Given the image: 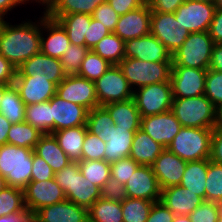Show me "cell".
Returning <instances> with one entry per match:
<instances>
[{"mask_svg":"<svg viewBox=\"0 0 222 222\" xmlns=\"http://www.w3.org/2000/svg\"><path fill=\"white\" fill-rule=\"evenodd\" d=\"M13 84L25 105L49 101L57 90V85L44 75L34 74L30 77H16Z\"/></svg>","mask_w":222,"mask_h":222,"instance_id":"d6986e66","label":"cell"},{"mask_svg":"<svg viewBox=\"0 0 222 222\" xmlns=\"http://www.w3.org/2000/svg\"><path fill=\"white\" fill-rule=\"evenodd\" d=\"M32 222H89L88 209L65 200L45 206L31 216Z\"/></svg>","mask_w":222,"mask_h":222,"instance_id":"603a6c76","label":"cell"},{"mask_svg":"<svg viewBox=\"0 0 222 222\" xmlns=\"http://www.w3.org/2000/svg\"><path fill=\"white\" fill-rule=\"evenodd\" d=\"M25 122L31 124L43 134H52L54 132V120L51 119V99L26 105Z\"/></svg>","mask_w":222,"mask_h":222,"instance_id":"836d02e7","label":"cell"},{"mask_svg":"<svg viewBox=\"0 0 222 222\" xmlns=\"http://www.w3.org/2000/svg\"><path fill=\"white\" fill-rule=\"evenodd\" d=\"M106 143L97 135L86 132V137L82 145L81 160H104Z\"/></svg>","mask_w":222,"mask_h":222,"instance_id":"f6af8a7d","label":"cell"},{"mask_svg":"<svg viewBox=\"0 0 222 222\" xmlns=\"http://www.w3.org/2000/svg\"><path fill=\"white\" fill-rule=\"evenodd\" d=\"M210 161L222 165V130L213 129L211 138Z\"/></svg>","mask_w":222,"mask_h":222,"instance_id":"680465c9","label":"cell"},{"mask_svg":"<svg viewBox=\"0 0 222 222\" xmlns=\"http://www.w3.org/2000/svg\"><path fill=\"white\" fill-rule=\"evenodd\" d=\"M99 106L133 98V90L118 65H112L95 82Z\"/></svg>","mask_w":222,"mask_h":222,"instance_id":"30bf717a","label":"cell"},{"mask_svg":"<svg viewBox=\"0 0 222 222\" xmlns=\"http://www.w3.org/2000/svg\"><path fill=\"white\" fill-rule=\"evenodd\" d=\"M118 66L133 91L150 84L170 82L172 62H146L124 58Z\"/></svg>","mask_w":222,"mask_h":222,"instance_id":"8992f818","label":"cell"},{"mask_svg":"<svg viewBox=\"0 0 222 222\" xmlns=\"http://www.w3.org/2000/svg\"><path fill=\"white\" fill-rule=\"evenodd\" d=\"M208 70L172 66L170 83L173 98H191L204 95Z\"/></svg>","mask_w":222,"mask_h":222,"instance_id":"4fadbf2b","label":"cell"},{"mask_svg":"<svg viewBox=\"0 0 222 222\" xmlns=\"http://www.w3.org/2000/svg\"><path fill=\"white\" fill-rule=\"evenodd\" d=\"M89 222H123L122 202L97 199L88 209Z\"/></svg>","mask_w":222,"mask_h":222,"instance_id":"d590c367","label":"cell"},{"mask_svg":"<svg viewBox=\"0 0 222 222\" xmlns=\"http://www.w3.org/2000/svg\"><path fill=\"white\" fill-rule=\"evenodd\" d=\"M136 131H129V128L110 126L106 143L104 160L109 163L118 161L130 156L131 145Z\"/></svg>","mask_w":222,"mask_h":222,"instance_id":"d4e9b609","label":"cell"},{"mask_svg":"<svg viewBox=\"0 0 222 222\" xmlns=\"http://www.w3.org/2000/svg\"><path fill=\"white\" fill-rule=\"evenodd\" d=\"M107 2L120 16L138 9L146 3L144 0H107Z\"/></svg>","mask_w":222,"mask_h":222,"instance_id":"6f0895ef","label":"cell"},{"mask_svg":"<svg viewBox=\"0 0 222 222\" xmlns=\"http://www.w3.org/2000/svg\"><path fill=\"white\" fill-rule=\"evenodd\" d=\"M125 58L146 62H172V55L152 34L125 42Z\"/></svg>","mask_w":222,"mask_h":222,"instance_id":"e0dca14e","label":"cell"},{"mask_svg":"<svg viewBox=\"0 0 222 222\" xmlns=\"http://www.w3.org/2000/svg\"><path fill=\"white\" fill-rule=\"evenodd\" d=\"M11 84H5L3 82H0V103H1V100H2V97L4 95V92H5V89Z\"/></svg>","mask_w":222,"mask_h":222,"instance_id":"2644e50d","label":"cell"},{"mask_svg":"<svg viewBox=\"0 0 222 222\" xmlns=\"http://www.w3.org/2000/svg\"><path fill=\"white\" fill-rule=\"evenodd\" d=\"M17 69L0 54V82L13 84Z\"/></svg>","mask_w":222,"mask_h":222,"instance_id":"94428289","label":"cell"},{"mask_svg":"<svg viewBox=\"0 0 222 222\" xmlns=\"http://www.w3.org/2000/svg\"><path fill=\"white\" fill-rule=\"evenodd\" d=\"M213 129L181 127L167 149L185 161L210 158Z\"/></svg>","mask_w":222,"mask_h":222,"instance_id":"5b68a950","label":"cell"},{"mask_svg":"<svg viewBox=\"0 0 222 222\" xmlns=\"http://www.w3.org/2000/svg\"><path fill=\"white\" fill-rule=\"evenodd\" d=\"M216 222H222V219L218 218Z\"/></svg>","mask_w":222,"mask_h":222,"instance_id":"09005b40","label":"cell"},{"mask_svg":"<svg viewBox=\"0 0 222 222\" xmlns=\"http://www.w3.org/2000/svg\"><path fill=\"white\" fill-rule=\"evenodd\" d=\"M151 8L145 3L138 9L127 12L119 17L114 34L124 42L150 34Z\"/></svg>","mask_w":222,"mask_h":222,"instance_id":"2e32d148","label":"cell"},{"mask_svg":"<svg viewBox=\"0 0 222 222\" xmlns=\"http://www.w3.org/2000/svg\"><path fill=\"white\" fill-rule=\"evenodd\" d=\"M107 0H46L43 11L46 15H69L84 13L92 15L94 10Z\"/></svg>","mask_w":222,"mask_h":222,"instance_id":"4dcf8cb0","label":"cell"},{"mask_svg":"<svg viewBox=\"0 0 222 222\" xmlns=\"http://www.w3.org/2000/svg\"><path fill=\"white\" fill-rule=\"evenodd\" d=\"M103 107L109 112L116 127L129 128V131H137L140 128L141 117L133 98L109 103Z\"/></svg>","mask_w":222,"mask_h":222,"instance_id":"4316f807","label":"cell"},{"mask_svg":"<svg viewBox=\"0 0 222 222\" xmlns=\"http://www.w3.org/2000/svg\"><path fill=\"white\" fill-rule=\"evenodd\" d=\"M110 33L101 22L92 18L87 30V37H85V46L92 50L100 40Z\"/></svg>","mask_w":222,"mask_h":222,"instance_id":"db71d44e","label":"cell"},{"mask_svg":"<svg viewBox=\"0 0 222 222\" xmlns=\"http://www.w3.org/2000/svg\"><path fill=\"white\" fill-rule=\"evenodd\" d=\"M171 111L182 127L214 129L216 107L205 95L173 98Z\"/></svg>","mask_w":222,"mask_h":222,"instance_id":"277c9868","label":"cell"},{"mask_svg":"<svg viewBox=\"0 0 222 222\" xmlns=\"http://www.w3.org/2000/svg\"><path fill=\"white\" fill-rule=\"evenodd\" d=\"M0 222H32L31 216H1Z\"/></svg>","mask_w":222,"mask_h":222,"instance_id":"003e7915","label":"cell"},{"mask_svg":"<svg viewBox=\"0 0 222 222\" xmlns=\"http://www.w3.org/2000/svg\"><path fill=\"white\" fill-rule=\"evenodd\" d=\"M7 186L6 180L4 177L1 176L0 174V191L3 190Z\"/></svg>","mask_w":222,"mask_h":222,"instance_id":"34e18365","label":"cell"},{"mask_svg":"<svg viewBox=\"0 0 222 222\" xmlns=\"http://www.w3.org/2000/svg\"><path fill=\"white\" fill-rule=\"evenodd\" d=\"M186 0H150L151 11L175 13L176 9Z\"/></svg>","mask_w":222,"mask_h":222,"instance_id":"91938a15","label":"cell"},{"mask_svg":"<svg viewBox=\"0 0 222 222\" xmlns=\"http://www.w3.org/2000/svg\"><path fill=\"white\" fill-rule=\"evenodd\" d=\"M164 149L139 128L134 134L129 157L140 165L151 166Z\"/></svg>","mask_w":222,"mask_h":222,"instance_id":"484cf974","label":"cell"},{"mask_svg":"<svg viewBox=\"0 0 222 222\" xmlns=\"http://www.w3.org/2000/svg\"><path fill=\"white\" fill-rule=\"evenodd\" d=\"M25 207L30 216L45 206L66 200L65 193L55 179L30 181L23 189Z\"/></svg>","mask_w":222,"mask_h":222,"instance_id":"8fae6325","label":"cell"},{"mask_svg":"<svg viewBox=\"0 0 222 222\" xmlns=\"http://www.w3.org/2000/svg\"><path fill=\"white\" fill-rule=\"evenodd\" d=\"M91 16L93 19L101 22L111 33L114 32L120 17L108 2L99 5Z\"/></svg>","mask_w":222,"mask_h":222,"instance_id":"681fc988","label":"cell"},{"mask_svg":"<svg viewBox=\"0 0 222 222\" xmlns=\"http://www.w3.org/2000/svg\"><path fill=\"white\" fill-rule=\"evenodd\" d=\"M215 11L214 3L186 0L174 14L189 33H195L209 30Z\"/></svg>","mask_w":222,"mask_h":222,"instance_id":"7c38bea8","label":"cell"},{"mask_svg":"<svg viewBox=\"0 0 222 222\" xmlns=\"http://www.w3.org/2000/svg\"><path fill=\"white\" fill-rule=\"evenodd\" d=\"M39 20L30 19L12 25L8 19L0 31V54L16 69L33 55L40 53L41 48V15Z\"/></svg>","mask_w":222,"mask_h":222,"instance_id":"6da1fadb","label":"cell"},{"mask_svg":"<svg viewBox=\"0 0 222 222\" xmlns=\"http://www.w3.org/2000/svg\"><path fill=\"white\" fill-rule=\"evenodd\" d=\"M5 19L6 18H4L3 16L0 15V31H1L3 23L5 22Z\"/></svg>","mask_w":222,"mask_h":222,"instance_id":"2a66077c","label":"cell"},{"mask_svg":"<svg viewBox=\"0 0 222 222\" xmlns=\"http://www.w3.org/2000/svg\"><path fill=\"white\" fill-rule=\"evenodd\" d=\"M92 51L111 65H118L125 58V42L112 32L100 40Z\"/></svg>","mask_w":222,"mask_h":222,"instance_id":"8d00e7d4","label":"cell"},{"mask_svg":"<svg viewBox=\"0 0 222 222\" xmlns=\"http://www.w3.org/2000/svg\"><path fill=\"white\" fill-rule=\"evenodd\" d=\"M11 125V122L0 113V146L7 144V134Z\"/></svg>","mask_w":222,"mask_h":222,"instance_id":"03108f58","label":"cell"},{"mask_svg":"<svg viewBox=\"0 0 222 222\" xmlns=\"http://www.w3.org/2000/svg\"><path fill=\"white\" fill-rule=\"evenodd\" d=\"M187 161L165 148L151 165L162 189L179 185L186 169Z\"/></svg>","mask_w":222,"mask_h":222,"instance_id":"7402d4cb","label":"cell"},{"mask_svg":"<svg viewBox=\"0 0 222 222\" xmlns=\"http://www.w3.org/2000/svg\"><path fill=\"white\" fill-rule=\"evenodd\" d=\"M55 172L49 164L35 152H33V164L31 172V181H44L53 179Z\"/></svg>","mask_w":222,"mask_h":222,"instance_id":"f5cc1de1","label":"cell"},{"mask_svg":"<svg viewBox=\"0 0 222 222\" xmlns=\"http://www.w3.org/2000/svg\"><path fill=\"white\" fill-rule=\"evenodd\" d=\"M88 52L89 49L86 46L74 45L72 43L66 48L64 55L60 58L66 76L77 75L81 63Z\"/></svg>","mask_w":222,"mask_h":222,"instance_id":"ee69618b","label":"cell"},{"mask_svg":"<svg viewBox=\"0 0 222 222\" xmlns=\"http://www.w3.org/2000/svg\"><path fill=\"white\" fill-rule=\"evenodd\" d=\"M188 216L191 222H216L218 219L217 202L203 201Z\"/></svg>","mask_w":222,"mask_h":222,"instance_id":"f907efd6","label":"cell"},{"mask_svg":"<svg viewBox=\"0 0 222 222\" xmlns=\"http://www.w3.org/2000/svg\"><path fill=\"white\" fill-rule=\"evenodd\" d=\"M57 20L66 30L70 42L74 45L85 46V37L91 24L92 16L84 13L69 15H47Z\"/></svg>","mask_w":222,"mask_h":222,"instance_id":"f546056e","label":"cell"},{"mask_svg":"<svg viewBox=\"0 0 222 222\" xmlns=\"http://www.w3.org/2000/svg\"><path fill=\"white\" fill-rule=\"evenodd\" d=\"M34 152L42 157L55 173L72 162L53 134H43L37 142Z\"/></svg>","mask_w":222,"mask_h":222,"instance_id":"83f0119b","label":"cell"},{"mask_svg":"<svg viewBox=\"0 0 222 222\" xmlns=\"http://www.w3.org/2000/svg\"><path fill=\"white\" fill-rule=\"evenodd\" d=\"M78 165L82 175L100 189L111 177L110 163L106 160H81Z\"/></svg>","mask_w":222,"mask_h":222,"instance_id":"f35d334b","label":"cell"},{"mask_svg":"<svg viewBox=\"0 0 222 222\" xmlns=\"http://www.w3.org/2000/svg\"><path fill=\"white\" fill-rule=\"evenodd\" d=\"M41 13L40 52L60 59L71 44L67 32L57 20L48 17L44 11Z\"/></svg>","mask_w":222,"mask_h":222,"instance_id":"ffe728a7","label":"cell"},{"mask_svg":"<svg viewBox=\"0 0 222 222\" xmlns=\"http://www.w3.org/2000/svg\"><path fill=\"white\" fill-rule=\"evenodd\" d=\"M196 1H202V2H210V3H214L215 0H196Z\"/></svg>","mask_w":222,"mask_h":222,"instance_id":"b9fcfbb0","label":"cell"},{"mask_svg":"<svg viewBox=\"0 0 222 222\" xmlns=\"http://www.w3.org/2000/svg\"><path fill=\"white\" fill-rule=\"evenodd\" d=\"M160 201L176 216L189 215L204 200L180 185L161 190Z\"/></svg>","mask_w":222,"mask_h":222,"instance_id":"cb8c5ba5","label":"cell"},{"mask_svg":"<svg viewBox=\"0 0 222 222\" xmlns=\"http://www.w3.org/2000/svg\"><path fill=\"white\" fill-rule=\"evenodd\" d=\"M26 105L19 96L14 84L9 85L4 92L0 103V113L5 116L11 124L25 121Z\"/></svg>","mask_w":222,"mask_h":222,"instance_id":"d6a6232c","label":"cell"},{"mask_svg":"<svg viewBox=\"0 0 222 222\" xmlns=\"http://www.w3.org/2000/svg\"><path fill=\"white\" fill-rule=\"evenodd\" d=\"M214 6L216 7V9L222 10V0H215Z\"/></svg>","mask_w":222,"mask_h":222,"instance_id":"11e5206c","label":"cell"},{"mask_svg":"<svg viewBox=\"0 0 222 222\" xmlns=\"http://www.w3.org/2000/svg\"><path fill=\"white\" fill-rule=\"evenodd\" d=\"M214 129L222 130V104L216 107Z\"/></svg>","mask_w":222,"mask_h":222,"instance_id":"a7ac6f4b","label":"cell"},{"mask_svg":"<svg viewBox=\"0 0 222 222\" xmlns=\"http://www.w3.org/2000/svg\"><path fill=\"white\" fill-rule=\"evenodd\" d=\"M100 190L101 197L106 200L122 202L127 197L124 184L113 177H110Z\"/></svg>","mask_w":222,"mask_h":222,"instance_id":"816d5d0a","label":"cell"},{"mask_svg":"<svg viewBox=\"0 0 222 222\" xmlns=\"http://www.w3.org/2000/svg\"><path fill=\"white\" fill-rule=\"evenodd\" d=\"M124 186L128 198L160 201L161 188L152 167L149 165H140Z\"/></svg>","mask_w":222,"mask_h":222,"instance_id":"9a60e30c","label":"cell"},{"mask_svg":"<svg viewBox=\"0 0 222 222\" xmlns=\"http://www.w3.org/2000/svg\"><path fill=\"white\" fill-rule=\"evenodd\" d=\"M54 179L63 189L66 200L78 206L89 209L97 199L101 198L100 188L82 175L78 162H71L56 172Z\"/></svg>","mask_w":222,"mask_h":222,"instance_id":"3957f363","label":"cell"},{"mask_svg":"<svg viewBox=\"0 0 222 222\" xmlns=\"http://www.w3.org/2000/svg\"><path fill=\"white\" fill-rule=\"evenodd\" d=\"M175 215L161 202H154L146 222H172Z\"/></svg>","mask_w":222,"mask_h":222,"instance_id":"9f6ffc18","label":"cell"},{"mask_svg":"<svg viewBox=\"0 0 222 222\" xmlns=\"http://www.w3.org/2000/svg\"><path fill=\"white\" fill-rule=\"evenodd\" d=\"M205 83L204 95L215 107L222 104V72L208 69Z\"/></svg>","mask_w":222,"mask_h":222,"instance_id":"bcb514c9","label":"cell"},{"mask_svg":"<svg viewBox=\"0 0 222 222\" xmlns=\"http://www.w3.org/2000/svg\"><path fill=\"white\" fill-rule=\"evenodd\" d=\"M205 201H222V165L211 162L209 158L205 186Z\"/></svg>","mask_w":222,"mask_h":222,"instance_id":"7bdbcfd3","label":"cell"},{"mask_svg":"<svg viewBox=\"0 0 222 222\" xmlns=\"http://www.w3.org/2000/svg\"><path fill=\"white\" fill-rule=\"evenodd\" d=\"M1 216H30L25 207L23 189L6 186L0 191Z\"/></svg>","mask_w":222,"mask_h":222,"instance_id":"e575fe53","label":"cell"},{"mask_svg":"<svg viewBox=\"0 0 222 222\" xmlns=\"http://www.w3.org/2000/svg\"><path fill=\"white\" fill-rule=\"evenodd\" d=\"M34 149L16 145L0 146V171L7 186L24 189L31 181Z\"/></svg>","mask_w":222,"mask_h":222,"instance_id":"7a4b0ae2","label":"cell"},{"mask_svg":"<svg viewBox=\"0 0 222 222\" xmlns=\"http://www.w3.org/2000/svg\"><path fill=\"white\" fill-rule=\"evenodd\" d=\"M181 127V123L171 110L161 114L142 117L140 124V128L164 148L168 147Z\"/></svg>","mask_w":222,"mask_h":222,"instance_id":"ac0fdd59","label":"cell"},{"mask_svg":"<svg viewBox=\"0 0 222 222\" xmlns=\"http://www.w3.org/2000/svg\"><path fill=\"white\" fill-rule=\"evenodd\" d=\"M25 3H32V2H34V4L36 3H38L40 6H44L45 5V3H46V0H23Z\"/></svg>","mask_w":222,"mask_h":222,"instance_id":"8c879c8a","label":"cell"},{"mask_svg":"<svg viewBox=\"0 0 222 222\" xmlns=\"http://www.w3.org/2000/svg\"><path fill=\"white\" fill-rule=\"evenodd\" d=\"M46 76L49 78V81L55 83L57 86L64 80L66 74L63 71L60 59L47 55Z\"/></svg>","mask_w":222,"mask_h":222,"instance_id":"11a10c76","label":"cell"},{"mask_svg":"<svg viewBox=\"0 0 222 222\" xmlns=\"http://www.w3.org/2000/svg\"><path fill=\"white\" fill-rule=\"evenodd\" d=\"M209 69L222 72V44H214Z\"/></svg>","mask_w":222,"mask_h":222,"instance_id":"be15d7a7","label":"cell"},{"mask_svg":"<svg viewBox=\"0 0 222 222\" xmlns=\"http://www.w3.org/2000/svg\"><path fill=\"white\" fill-rule=\"evenodd\" d=\"M208 33L215 44H222V10L216 9Z\"/></svg>","mask_w":222,"mask_h":222,"instance_id":"6125c7cd","label":"cell"},{"mask_svg":"<svg viewBox=\"0 0 222 222\" xmlns=\"http://www.w3.org/2000/svg\"><path fill=\"white\" fill-rule=\"evenodd\" d=\"M208 170V158L188 161L180 186L189 189L205 201V186Z\"/></svg>","mask_w":222,"mask_h":222,"instance_id":"1f68e13d","label":"cell"},{"mask_svg":"<svg viewBox=\"0 0 222 222\" xmlns=\"http://www.w3.org/2000/svg\"><path fill=\"white\" fill-rule=\"evenodd\" d=\"M89 110L61 99L56 94L51 98V119L54 120V132L58 130L86 125Z\"/></svg>","mask_w":222,"mask_h":222,"instance_id":"44dd1931","label":"cell"},{"mask_svg":"<svg viewBox=\"0 0 222 222\" xmlns=\"http://www.w3.org/2000/svg\"><path fill=\"white\" fill-rule=\"evenodd\" d=\"M172 222H191L188 215H176Z\"/></svg>","mask_w":222,"mask_h":222,"instance_id":"89a4df30","label":"cell"},{"mask_svg":"<svg viewBox=\"0 0 222 222\" xmlns=\"http://www.w3.org/2000/svg\"><path fill=\"white\" fill-rule=\"evenodd\" d=\"M140 166L132 158L126 157L118 161L110 163L111 177L117 179L120 183L124 184L128 181L130 176Z\"/></svg>","mask_w":222,"mask_h":222,"instance_id":"c3c4849f","label":"cell"},{"mask_svg":"<svg viewBox=\"0 0 222 222\" xmlns=\"http://www.w3.org/2000/svg\"><path fill=\"white\" fill-rule=\"evenodd\" d=\"M87 130L86 125H80L52 133L59 146L68 155L72 162L81 161L82 145L84 143Z\"/></svg>","mask_w":222,"mask_h":222,"instance_id":"f1b7e54d","label":"cell"},{"mask_svg":"<svg viewBox=\"0 0 222 222\" xmlns=\"http://www.w3.org/2000/svg\"><path fill=\"white\" fill-rule=\"evenodd\" d=\"M112 65L101 58L98 54L92 50L86 54L85 58L81 63V67L78 76L86 78L90 81L95 82L99 79Z\"/></svg>","mask_w":222,"mask_h":222,"instance_id":"b9f144b4","label":"cell"},{"mask_svg":"<svg viewBox=\"0 0 222 222\" xmlns=\"http://www.w3.org/2000/svg\"><path fill=\"white\" fill-rule=\"evenodd\" d=\"M150 34L155 36L173 55L185 42L189 32L174 13L151 11Z\"/></svg>","mask_w":222,"mask_h":222,"instance_id":"9c48e42d","label":"cell"},{"mask_svg":"<svg viewBox=\"0 0 222 222\" xmlns=\"http://www.w3.org/2000/svg\"><path fill=\"white\" fill-rule=\"evenodd\" d=\"M22 4L27 5L23 0H0V15L4 18H8V14L10 15L9 12L12 13L13 8L20 7Z\"/></svg>","mask_w":222,"mask_h":222,"instance_id":"e7e4bbea","label":"cell"},{"mask_svg":"<svg viewBox=\"0 0 222 222\" xmlns=\"http://www.w3.org/2000/svg\"><path fill=\"white\" fill-rule=\"evenodd\" d=\"M140 117L165 113L171 110L173 96L170 82L140 87L133 92Z\"/></svg>","mask_w":222,"mask_h":222,"instance_id":"ba28073f","label":"cell"},{"mask_svg":"<svg viewBox=\"0 0 222 222\" xmlns=\"http://www.w3.org/2000/svg\"><path fill=\"white\" fill-rule=\"evenodd\" d=\"M113 124V119L103 106H98L88 112L86 122L87 129L90 133L97 135L101 140L108 138L110 126Z\"/></svg>","mask_w":222,"mask_h":222,"instance_id":"60d3db41","label":"cell"},{"mask_svg":"<svg viewBox=\"0 0 222 222\" xmlns=\"http://www.w3.org/2000/svg\"><path fill=\"white\" fill-rule=\"evenodd\" d=\"M47 55L41 52L26 60L18 69L16 77H30L34 74L46 76Z\"/></svg>","mask_w":222,"mask_h":222,"instance_id":"7dc6e473","label":"cell"},{"mask_svg":"<svg viewBox=\"0 0 222 222\" xmlns=\"http://www.w3.org/2000/svg\"><path fill=\"white\" fill-rule=\"evenodd\" d=\"M218 218L222 219V201L217 202Z\"/></svg>","mask_w":222,"mask_h":222,"instance_id":"753ad0ef","label":"cell"},{"mask_svg":"<svg viewBox=\"0 0 222 222\" xmlns=\"http://www.w3.org/2000/svg\"><path fill=\"white\" fill-rule=\"evenodd\" d=\"M154 201L128 198L122 201L123 222H146Z\"/></svg>","mask_w":222,"mask_h":222,"instance_id":"ab89813d","label":"cell"},{"mask_svg":"<svg viewBox=\"0 0 222 222\" xmlns=\"http://www.w3.org/2000/svg\"><path fill=\"white\" fill-rule=\"evenodd\" d=\"M43 135L27 122L12 124L7 134V144L34 149Z\"/></svg>","mask_w":222,"mask_h":222,"instance_id":"74e56055","label":"cell"},{"mask_svg":"<svg viewBox=\"0 0 222 222\" xmlns=\"http://www.w3.org/2000/svg\"><path fill=\"white\" fill-rule=\"evenodd\" d=\"M56 95L61 99L82 105L89 111L98 107L95 83L78 75H68L57 86Z\"/></svg>","mask_w":222,"mask_h":222,"instance_id":"5bb4252c","label":"cell"},{"mask_svg":"<svg viewBox=\"0 0 222 222\" xmlns=\"http://www.w3.org/2000/svg\"><path fill=\"white\" fill-rule=\"evenodd\" d=\"M214 44L208 31L190 33L182 46L172 55V66L208 70Z\"/></svg>","mask_w":222,"mask_h":222,"instance_id":"52a82bcc","label":"cell"}]
</instances>
